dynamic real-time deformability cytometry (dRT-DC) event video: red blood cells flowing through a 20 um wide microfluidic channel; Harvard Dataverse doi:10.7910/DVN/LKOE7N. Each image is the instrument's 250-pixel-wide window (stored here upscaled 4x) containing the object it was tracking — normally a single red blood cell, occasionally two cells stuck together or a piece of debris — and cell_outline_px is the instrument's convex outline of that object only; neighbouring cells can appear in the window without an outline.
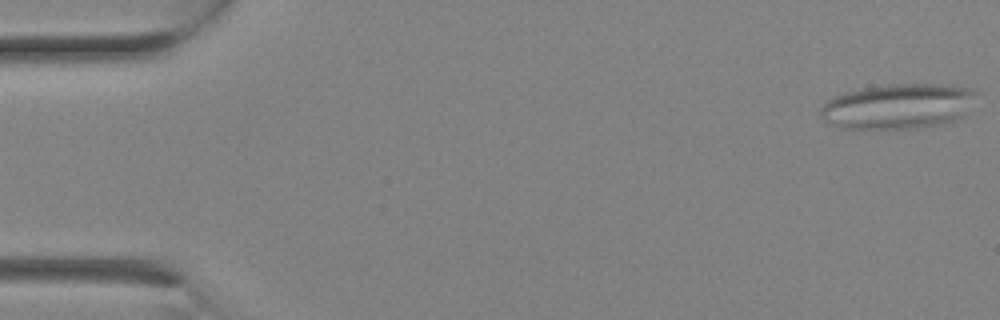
{"species": "Egyptian fruit bat (a non-hibernating species)", "species_latin": "Rousettus aegyptiacus", "temperature_condition": "room temperature", "stored_images_in_passage": 3, "camera_frame_rate_fps": 3000, "um_per_image_px": 0.085, "animal": {"sex": "female"}, "frame": {"image": 1, "passage_image": 1, "time_ms": 0.0, "image_size_px": [1000, 320], "cell_outline_px": [[976, 92], [960, 116], [956, 120], [944, 124], [916, 128], [840, 128], [828, 124], [820, 116], [820, 108], [832, 96], [844, 92], [860, 88], [888, 84], [952, 84], [976, 88]], "centroid_in_image_um": [76.28, 9.02], "position_along_channel_um": 8.7, "area_um2": 41.1}}